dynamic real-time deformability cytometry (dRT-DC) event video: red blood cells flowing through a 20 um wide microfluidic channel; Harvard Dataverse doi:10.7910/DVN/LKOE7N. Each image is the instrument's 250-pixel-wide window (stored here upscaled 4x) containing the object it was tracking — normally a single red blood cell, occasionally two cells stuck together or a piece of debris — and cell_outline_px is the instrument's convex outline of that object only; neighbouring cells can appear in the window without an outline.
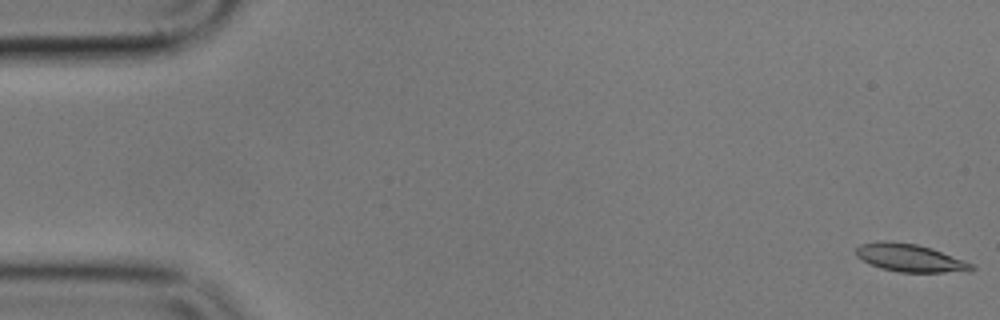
{"species": "common noctule bat (a hibernating species)", "species_latin": "Nyctalus noctula", "temperature_condition": "cold", "stored_images_in_passage": 57, "camera_frame_rate_fps": 3000, "um_per_image_px": 0.085, "animal": {"sex": "male", "body_mass_g": 17.9}, "frame": {"image": 1, "passage_image": 1, "time_ms": 0.0, "image_size_px": [1000, 320], "cell_outline_px": [[976, 268], [968, 272], [900, 272], [880, 268], [856, 256], [856, 248], [860, 244], [876, 240], [888, 240], [916, 244], [932, 248], [964, 260], [972, 264]], "centroid_in_image_um": [77.35, 21.91], "position_along_channel_um": 7.6, "area_um2": 18.84}}
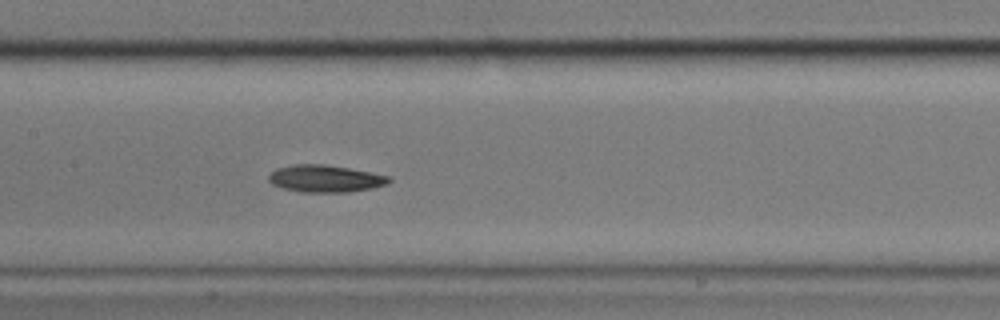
{"frame": {"image": 2, "passage_image": 27, "time_ms": 8.667, "image_size_px": [1000, 320], "cell_outline_px": [[392, 180], [388, 184], [372, 188], [348, 192], [300, 192], [284, 188], [272, 184], [268, 180], [268, 176], [276, 168], [292, 164], [324, 164], [348, 168], [392, 176]], "centroid_in_image_um": [27.67, 15.18], "position_along_channel_um": 179.7, "area_um2": 19.13}}
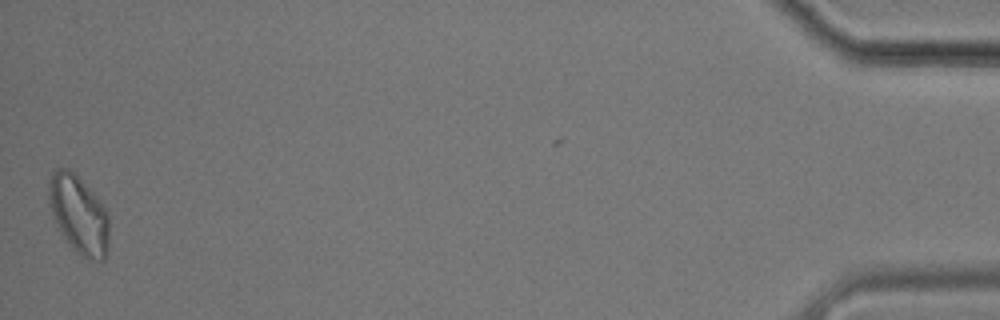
{"frame": {"image": 3, "passage_image": 56, "time_ms": 18.333, "image_size_px": [1000, 320], "cell_outline_px": [[108, 248], [104, 260], [100, 260], [84, 256], [76, 252], [72, 248], [64, 236], [52, 216], [48, 200], [48, 184], [52, 172], [56, 168], [68, 168], [100, 200], [108, 212]], "centroid_in_image_um": [6.68, 18.21], "position_along_channel_um": 428.5, "area_um2": 27.11}, "authors_computed_cell_mechanics": {"area_um2": 19.1318, "velocity_mm_per_s": 3.526, "shape_relaxation_time_tau1_ms": 3.0501, "shape_relaxation_time_tau2_ms": null, "deformation_change_tau1": 0.1149, "deformation_change_tau2": null}}